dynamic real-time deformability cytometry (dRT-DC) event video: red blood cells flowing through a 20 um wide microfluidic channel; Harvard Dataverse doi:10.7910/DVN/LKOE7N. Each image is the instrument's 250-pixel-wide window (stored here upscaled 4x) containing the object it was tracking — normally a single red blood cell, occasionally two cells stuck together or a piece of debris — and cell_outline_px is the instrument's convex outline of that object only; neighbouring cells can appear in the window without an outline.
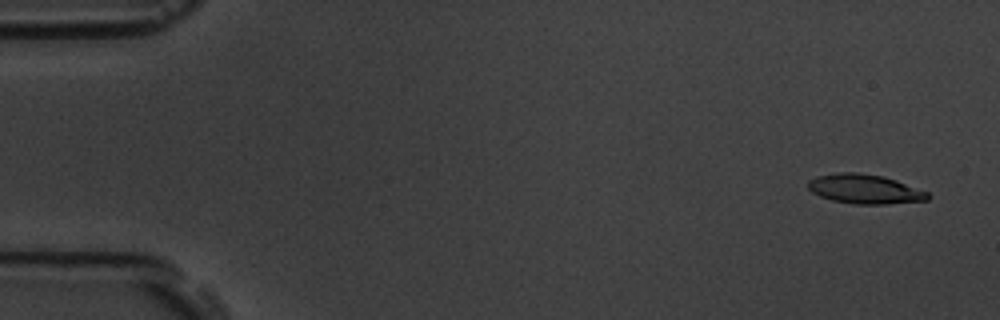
{"species": "common noctule bat (a hibernating species)", "species_latin": "Nyctalus noctula", "temperature_condition": "room temperature", "stored_images_in_passage": 6, "segment_of_instrument_passage": [1, 2], "camera_frame_rate_fps": 3000, "um_per_image_px": 0.085, "animal": {"sex": "male", "body_mass_g": 19.5, "forearm_length_mm": 54.6}, "frame": {"image": 1, "passage_image": 1, "time_ms": 0.0, "image_size_px": [1000, 320], "cell_outline_px": [[932, 196], [928, 200], [888, 204], [856, 204], [832, 200], [820, 196], [812, 192], [808, 188], [808, 180], [816, 176], [840, 172], [856, 172], [884, 176], [896, 180], [928, 192]], "centroid_in_image_um": [73.52, 16.07], "position_along_channel_um": 11.5, "area_um2": 20.58}}